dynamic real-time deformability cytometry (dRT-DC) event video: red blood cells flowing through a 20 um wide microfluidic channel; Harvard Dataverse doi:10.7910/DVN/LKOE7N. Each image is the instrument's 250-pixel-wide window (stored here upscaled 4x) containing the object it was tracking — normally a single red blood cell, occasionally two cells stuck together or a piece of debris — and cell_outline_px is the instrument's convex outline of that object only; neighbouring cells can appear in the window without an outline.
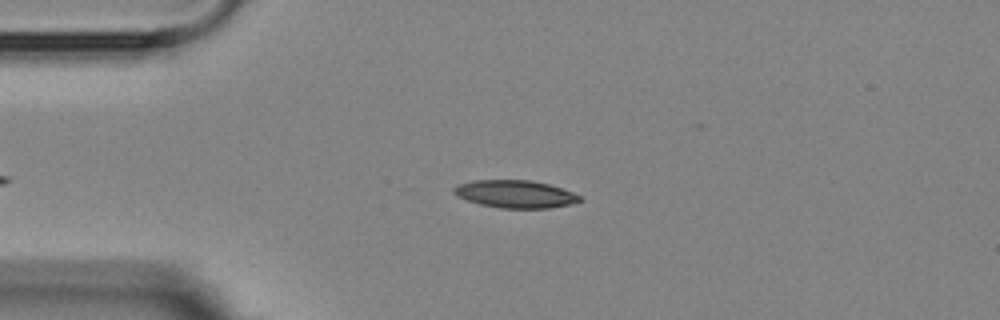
{"species": "Egyptian fruit bat (a non-hibernating species)", "species_latin": "Rousettus aegyptiacus", "temperature_condition": "room temperature", "stored_images_in_passage": 3, "camera_frame_rate_fps": 3000, "um_per_image_px": 0.085, "animal": {"sex": "female"}, "frame": {"image": 1, "passage_image": 2, "time_ms": 1.0, "image_size_px": [1000, 320], "cell_outline_px": [[580, 200], [568, 204], [548, 208], [500, 208], [480, 204], [456, 196], [452, 192], [452, 188], [456, 184], [472, 180], [532, 180], [548, 184], [572, 192], [580, 196]], "centroid_in_image_um": [43.71, 16.48], "position_along_channel_um": 41.3, "area_um2": 20.17}}